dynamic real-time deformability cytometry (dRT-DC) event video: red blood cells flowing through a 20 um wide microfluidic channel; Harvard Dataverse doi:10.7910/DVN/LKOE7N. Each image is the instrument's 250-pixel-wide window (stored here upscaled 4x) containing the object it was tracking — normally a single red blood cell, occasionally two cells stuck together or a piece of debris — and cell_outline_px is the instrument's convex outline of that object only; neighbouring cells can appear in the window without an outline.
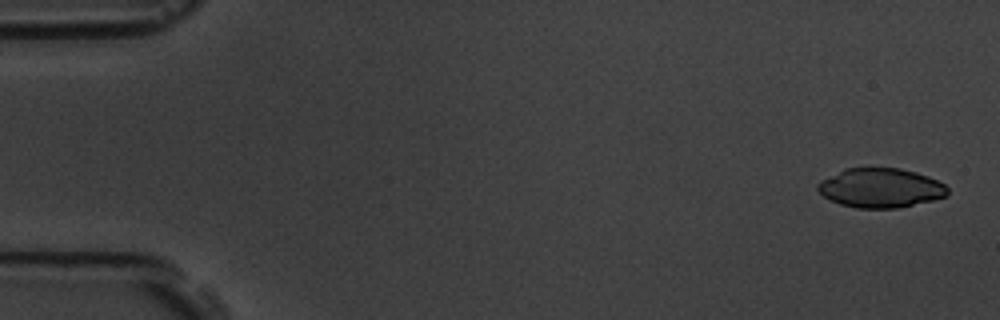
{"species": "common noctule bat (a hibernating species)", "species_latin": "Nyctalus noctula", "temperature_condition": "room temperature", "stored_images_in_passage": 5, "camera_frame_rate_fps": 3000, "um_per_image_px": 0.085, "animal": {"sex": "male", "body_mass_g": 19.5, "forearm_length_mm": 54.6}, "frame": {"image": 1, "passage_image": 1, "time_ms": 0.0, "image_size_px": [1000, 320], "cell_outline_px": [[948, 196], [932, 200], [896, 208], [856, 208], [840, 204], [824, 196], [816, 188], [816, 184], [820, 180], [844, 168], [900, 168], [916, 172], [928, 176], [944, 184], [948, 188]], "centroid_in_image_um": [74.83, 15.97], "position_along_channel_um": 10.2, "area_um2": 29.77}}